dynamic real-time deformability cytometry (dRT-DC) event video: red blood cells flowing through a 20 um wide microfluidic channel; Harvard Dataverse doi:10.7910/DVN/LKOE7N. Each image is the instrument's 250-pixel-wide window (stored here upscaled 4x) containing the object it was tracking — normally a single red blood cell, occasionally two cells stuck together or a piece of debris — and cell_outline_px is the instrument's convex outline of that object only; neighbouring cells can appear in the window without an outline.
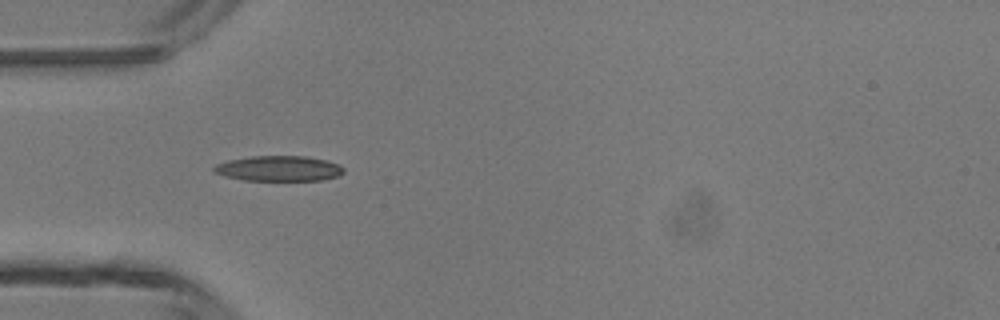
{"species": "common noctule bat (a hibernating species)", "species_latin": "Nyctalus noctula", "temperature_condition": "room temperature", "stored_images_in_passage": 5, "camera_frame_rate_fps": 3000, "um_per_image_px": 0.085, "animal": {"sex": "male", "body_mass_g": 13.3}, "frame": {"image": 1, "passage_image": 3, "time_ms": 2.333, "image_size_px": [1000, 320], "cell_outline_px": [[344, 172], [340, 176], [320, 180], [244, 180], [224, 176], [212, 172], [212, 168], [216, 164], [228, 160], [252, 156], [304, 156], [324, 160], [336, 164], [344, 168]], "centroid_in_image_um": [23.66, 14.32], "position_along_channel_um": 61.3, "area_um2": 19.07}}
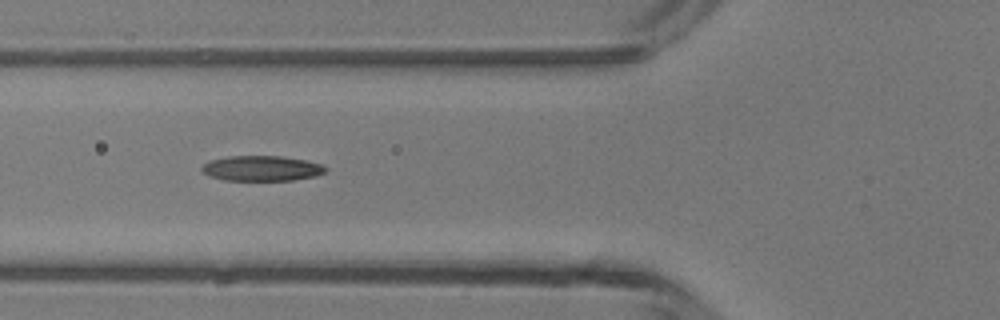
{"frame": {"image": 2, "passage_image": 4, "time_ms": 3.333, "image_size_px": [1000, 320], "cell_outline_px": [[328, 168], [324, 172], [316, 176], [292, 180], [224, 180], [208, 176], [200, 168], [204, 164], [212, 160], [228, 156], [280, 156], [304, 160], [324, 164]], "centroid_in_image_um": [22.26, 14.31], "position_along_channel_um": 103.5, "area_um2": 18.15}}
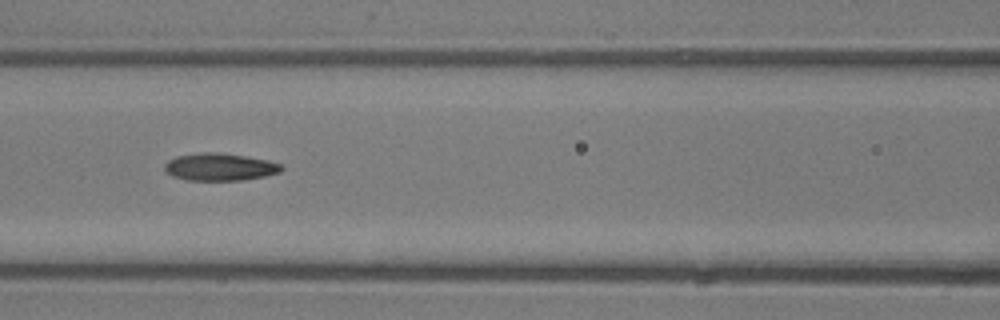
{"frame": {"image": 3, "passage_image": 5, "time_ms": 4.333, "image_size_px": [1000, 320], "cell_outline_px": [[284, 168], [280, 172], [264, 176], [240, 180], [184, 180], [172, 176], [164, 168], [164, 164], [168, 160], [176, 156], [200, 152], [220, 152], [248, 156], [268, 160], [280, 164]], "centroid_in_image_um": [18.67, 14.18], "position_along_channel_um": 147.9, "area_um2": 18.79}}